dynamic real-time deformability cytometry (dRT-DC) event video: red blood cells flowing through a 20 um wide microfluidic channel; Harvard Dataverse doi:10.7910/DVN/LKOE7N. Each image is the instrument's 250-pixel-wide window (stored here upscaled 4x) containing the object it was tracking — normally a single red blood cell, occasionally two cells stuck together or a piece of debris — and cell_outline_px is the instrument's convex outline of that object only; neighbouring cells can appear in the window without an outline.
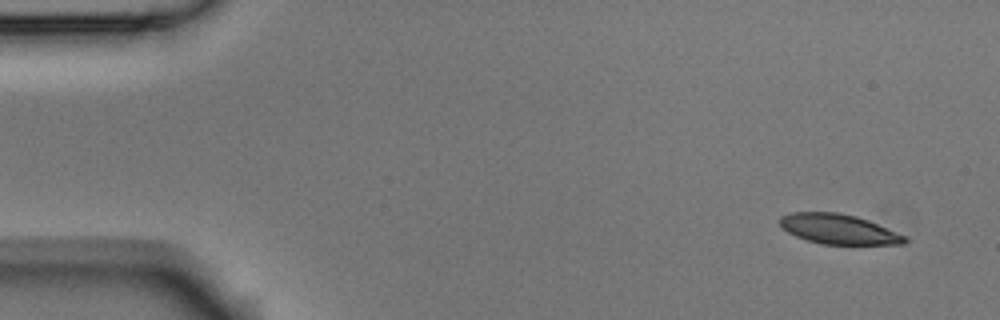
{"species": "Egyptian fruit bat (a non-hibernating species)", "species_latin": "Rousettus aegyptiacus", "temperature_condition": "room temperature", "stored_images_in_passage": 5, "camera_frame_rate_fps": 3000, "um_per_image_px": 0.085, "animal": {"sex": "male"}, "frame": {"image": 1, "passage_image": 1, "time_ms": 0.0, "image_size_px": [1000, 320], "cell_outline_px": [[908, 240], [904, 244], [820, 244], [796, 236], [780, 228], [780, 216], [792, 212], [836, 212], [856, 216], [868, 220], [908, 236]], "centroid_in_image_um": [71.29, 19.47], "position_along_channel_um": 13.7, "area_um2": 21.85}}
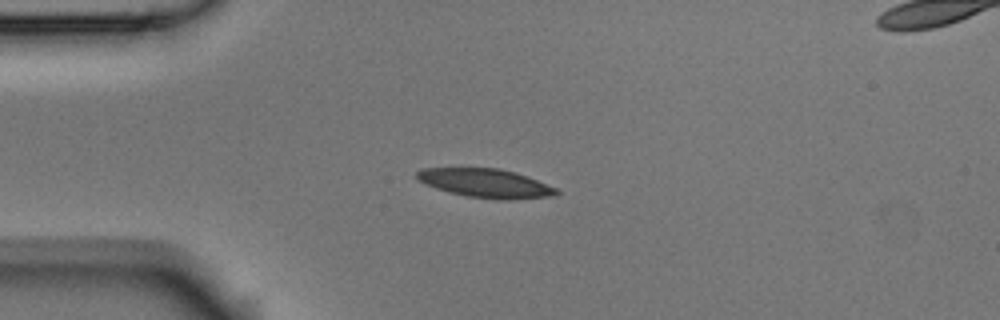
{"frame": {"image": 2, "passage_image": 4, "time_ms": 1.0, "image_size_px": [1000, 320], "cell_outline_px": [[560, 192], [556, 196], [508, 200], [496, 200], [468, 196], [448, 192], [424, 184], [416, 176], [416, 172], [420, 168], [500, 168], [516, 172], [556, 188]], "centroid_in_image_um": [41.28, 15.58], "position_along_channel_um": 43.7, "area_um2": 23.52}}